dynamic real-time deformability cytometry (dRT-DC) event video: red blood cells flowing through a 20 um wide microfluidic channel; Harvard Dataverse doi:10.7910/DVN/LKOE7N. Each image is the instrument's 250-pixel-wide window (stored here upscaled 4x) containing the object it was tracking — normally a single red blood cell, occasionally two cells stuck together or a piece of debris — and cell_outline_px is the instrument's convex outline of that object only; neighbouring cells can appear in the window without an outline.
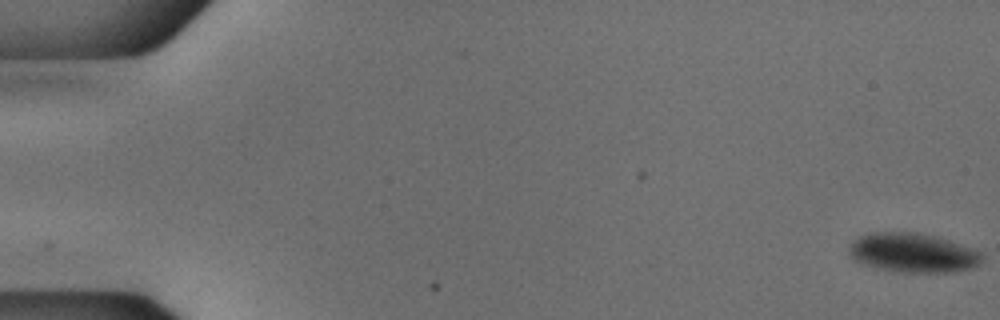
{"species": "common noctule bat (a hibernating species)", "species_latin": "Nyctalus noctula", "temperature_condition": "cold", "stored_images_in_passage": 54, "camera_frame_rate_fps": 3000, "um_per_image_px": 0.085, "animal": {"sex": "male", "body_mass_g": 18.8}, "frame": {"image": 1, "passage_image": 1, "time_ms": 0.0, "image_size_px": [1000, 320], "cell_outline_px": [[984, 256], [980, 264], [972, 268], [956, 272], [900, 272], [876, 268], [864, 264], [856, 260], [848, 252], [848, 244], [860, 236], [868, 232], [916, 232], [948, 240], [984, 252]], "centroid_in_image_um": [77.61, 21.49], "position_along_channel_um": 7.4, "area_um2": 30.63}}
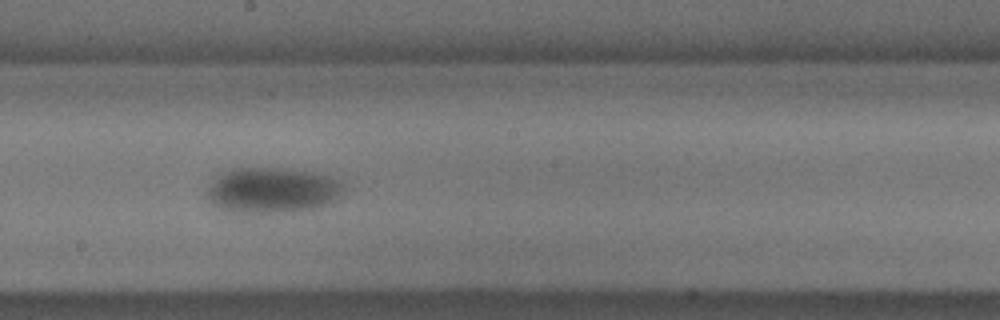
{"frame": {"image": 2, "passage_image": 31, "time_ms": 10.0, "image_size_px": [1000, 320], "cell_outline_px": [[344, 192], [336, 200], [312, 208], [280, 212], [228, 212], [212, 204], [204, 196], [216, 172], [232, 168], [304, 168], [320, 172], [344, 180]], "centroid_in_image_um": [23.15, 16.12], "position_along_channel_um": 225.1, "area_um2": 37.34}}
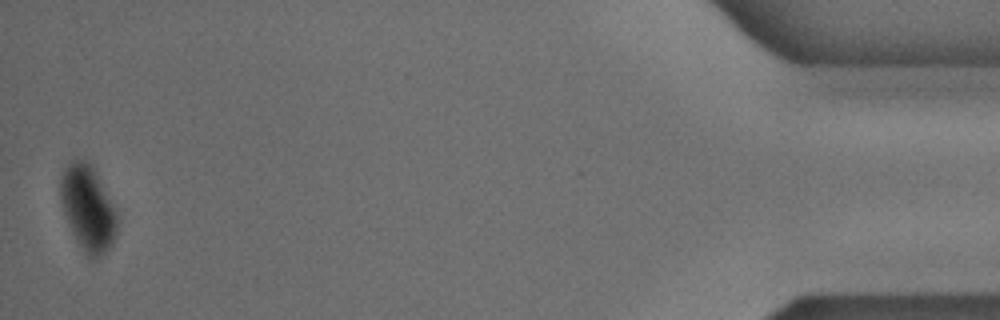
{"frame": {"image": 3, "passage_image": 54, "time_ms": 17.667, "image_size_px": [1000, 320], "cell_outline_px": [[120, 220], [116, 236], [112, 244], [96, 260], [92, 260], [84, 252], [72, 232], [68, 224], [60, 200], [60, 176], [64, 168], [72, 160], [88, 160], [92, 164], [116, 208]], "centroid_in_image_um": [7.5, 17.69], "position_along_channel_um": 427.7, "area_um2": 28.73}}